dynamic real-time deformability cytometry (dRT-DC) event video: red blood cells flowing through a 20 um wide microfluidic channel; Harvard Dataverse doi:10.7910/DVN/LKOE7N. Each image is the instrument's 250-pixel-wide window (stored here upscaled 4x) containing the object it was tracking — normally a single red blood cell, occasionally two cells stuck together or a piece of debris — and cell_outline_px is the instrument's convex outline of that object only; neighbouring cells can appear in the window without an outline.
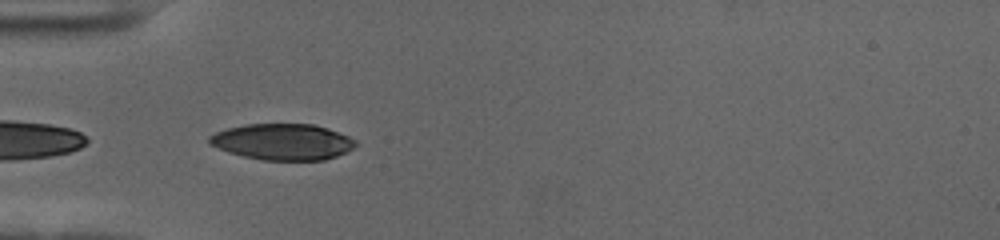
{"species": "human", "species_latin": "Homo sapiens", "temperature_condition": "cold", "stored_images_in_passage": 8, "camera_frame_rate_fps": 3000, "um_per_image_px": 0.085, "donor": {"sex": "female"}, "frame": {"image": 1, "passage_image": 1, "time_ms": 0.0, "image_size_px": [1000, 240], "cell_outline_px": [[360, 144], [336, 156], [324, 160], [264, 160], [244, 156], [228, 152], [208, 144], [208, 136], [216, 132], [228, 128], [248, 124], [312, 124], [328, 128], [348, 136], [356, 140]], "centroid_in_image_um": [24.02, 12.05], "position_along_channel_um": 61.0, "area_um2": 30.81}}
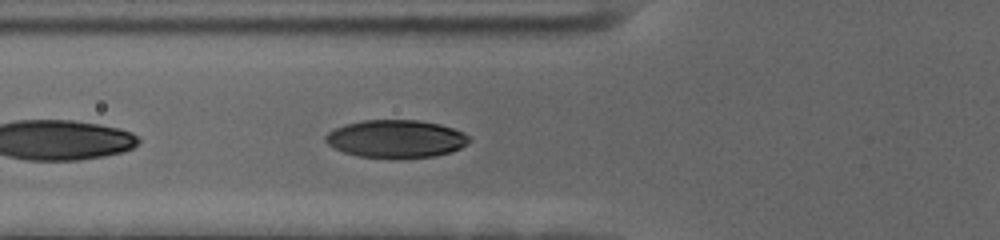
{"frame": {"image": 2, "passage_image": 4, "time_ms": 1.0, "image_size_px": [1000, 240], "cell_outline_px": [[472, 140], [468, 144], [460, 148], [436, 156], [396, 160], [392, 160], [360, 156], [344, 152], [328, 144], [324, 140], [324, 136], [328, 132], [344, 124], [364, 120], [416, 120], [440, 124], [464, 132]], "centroid_in_image_um": [33.67, 11.82], "position_along_channel_um": 92.1, "area_um2": 32.14}}
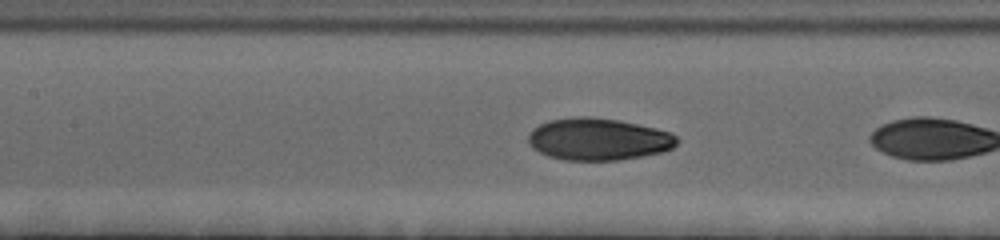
{"frame": {"image": 3, "passage_image": 7, "time_ms": 2.0, "image_size_px": [1000, 240], "cell_outline_px": [[680, 140], [672, 148], [664, 152], [616, 160], [564, 160], [548, 156], [532, 148], [528, 140], [528, 132], [532, 128], [548, 120], [576, 116], [588, 116], [620, 120], [656, 128], [668, 132], [676, 136]], "centroid_in_image_um": [50.84, 11.82], "position_along_channel_um": 156.6, "area_um2": 36.65}}